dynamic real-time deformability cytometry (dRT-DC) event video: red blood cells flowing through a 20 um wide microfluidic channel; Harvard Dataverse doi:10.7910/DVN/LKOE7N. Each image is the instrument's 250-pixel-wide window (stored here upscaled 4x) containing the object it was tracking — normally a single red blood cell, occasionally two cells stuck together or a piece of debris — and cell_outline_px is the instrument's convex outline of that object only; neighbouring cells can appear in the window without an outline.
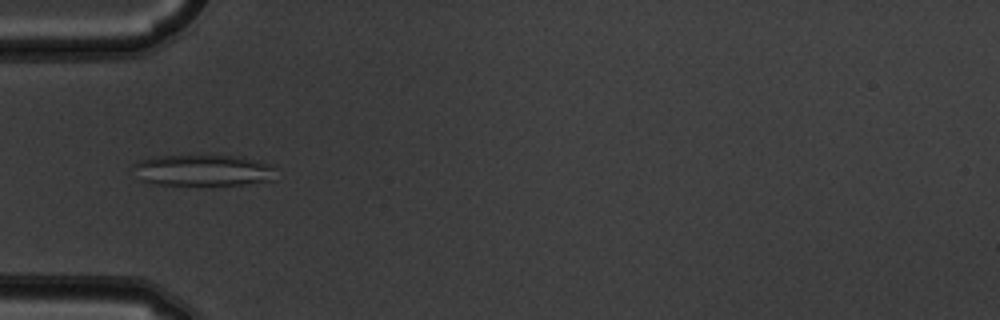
{"species": "common noctule bat (a hibernating species)", "species_latin": "Nyctalus noctula", "temperature_condition": "warm", "stored_images_in_passage": 10, "camera_frame_rate_fps": 3000, "um_per_image_px": 0.085, "animal": {"sex": "male", "body_mass_g": 19.5, "forearm_length_mm": 54.6}, "frame": {"image": 1, "passage_image": 6, "time_ms": 1.667, "image_size_px": [1000, 320], "cell_outline_px": [[276, 180], [240, 184], [200, 188], [152, 184], [140, 180], [132, 164], [136, 160], [152, 156], [196, 152], [204, 152], [244, 156], [260, 160], [272, 164], [276, 168]], "centroid_in_image_um": [17.26, 14.45], "position_along_channel_um": 67.7, "area_um2": 29.02}}
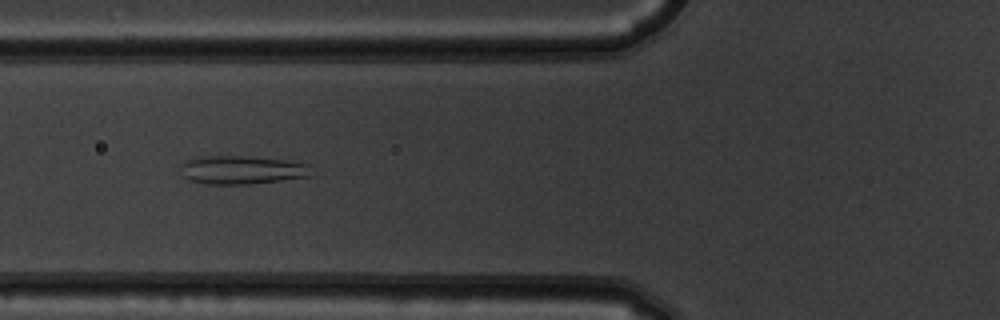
{"frame": {"image": 2, "passage_image": 7, "time_ms": 2.0, "image_size_px": [1000, 320], "cell_outline_px": [[312, 164], [308, 176], [252, 184], [208, 184], [188, 180], [184, 176], [180, 164], [184, 160], [196, 156], [252, 156], [284, 160]], "centroid_in_image_um": [20.51, 14.43], "position_along_channel_um": 105.3, "area_um2": 21.79}}